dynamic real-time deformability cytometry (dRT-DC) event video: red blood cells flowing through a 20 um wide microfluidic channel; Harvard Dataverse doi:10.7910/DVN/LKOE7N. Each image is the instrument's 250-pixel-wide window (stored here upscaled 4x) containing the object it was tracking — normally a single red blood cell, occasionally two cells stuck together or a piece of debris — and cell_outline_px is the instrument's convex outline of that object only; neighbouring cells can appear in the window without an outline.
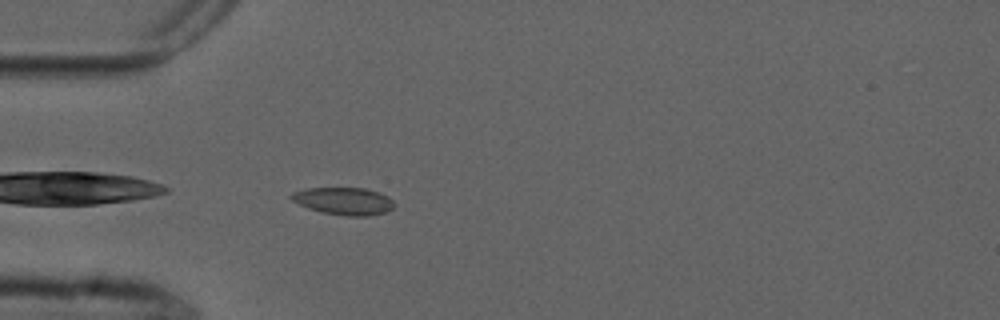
{"species": "common noctule bat (a hibernating species)", "species_latin": "Nyctalus noctula", "temperature_condition": "cold", "stored_images_in_passage": 4, "camera_frame_rate_fps": 3000, "um_per_image_px": 0.085, "animal": {"sex": "male", "forearm_length_mm": 52.5}, "frame": {"image": 1, "passage_image": 4, "time_ms": 3.667, "image_size_px": [1000, 320], "cell_outline_px": [[396, 204], [392, 208], [384, 212], [368, 216], [344, 216], [320, 212], [308, 208], [292, 200], [288, 196], [292, 192], [308, 188], [364, 188], [388, 196]], "centroid_in_image_um": [29.2, 17.09], "position_along_channel_um": 55.8, "area_um2": 16.42}}